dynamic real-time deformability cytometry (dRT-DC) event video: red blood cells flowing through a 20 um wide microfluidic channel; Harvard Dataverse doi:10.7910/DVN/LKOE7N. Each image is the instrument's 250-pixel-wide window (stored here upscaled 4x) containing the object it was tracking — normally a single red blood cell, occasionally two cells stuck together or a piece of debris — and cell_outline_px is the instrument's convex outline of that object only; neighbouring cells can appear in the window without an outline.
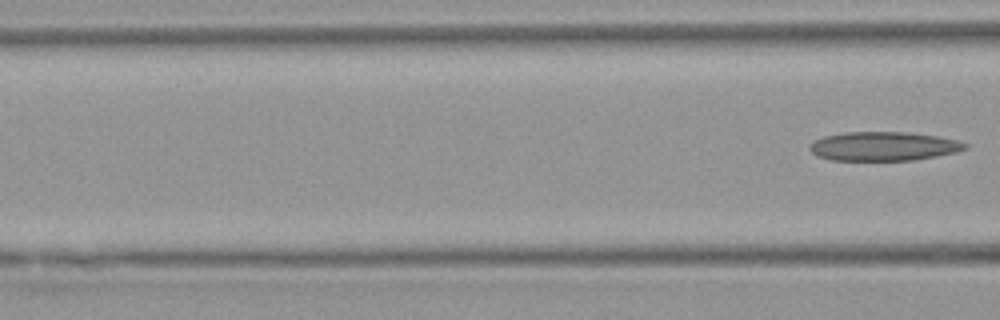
{"species": "Egyptian fruit bat (a non-hibernating species)", "species_latin": "Rousettus aegyptiacus", "temperature_condition": "warm", "stored_images_in_passage": 4, "segment_of_instrument_passage": [2, 2], "camera_frame_rate_fps": 3000, "um_per_image_px": 0.085, "animal": {"sex": "female"}, "frame": {"image": 1, "passage_image": 4, "time_ms": 3.667, "image_size_px": [1000, 320], "cell_outline_px": [[968, 148], [956, 152], [936, 156], [912, 160], [832, 160], [816, 156], [808, 148], [808, 144], [824, 136], [844, 132], [904, 132], [936, 136], [956, 140], [968, 144]], "centroid_in_image_um": [75.07, 12.43], "position_along_channel_um": 91.5, "area_um2": 26.18}}